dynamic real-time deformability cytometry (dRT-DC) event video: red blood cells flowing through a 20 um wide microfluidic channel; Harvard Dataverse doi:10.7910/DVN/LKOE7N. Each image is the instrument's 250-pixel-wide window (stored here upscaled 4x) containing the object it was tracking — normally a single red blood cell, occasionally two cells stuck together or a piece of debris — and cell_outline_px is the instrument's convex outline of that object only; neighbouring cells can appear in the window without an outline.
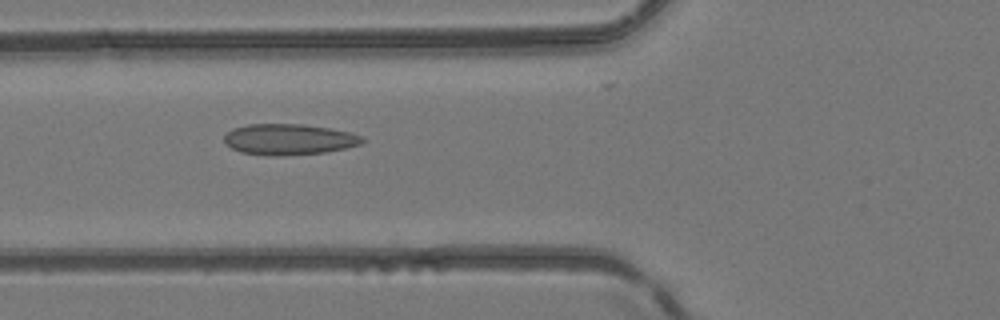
{"species": "common noctule bat (a hibernating species)", "species_latin": "Nyctalus noctula", "temperature_condition": "room temperature", "stored_images_in_passage": 48, "camera_frame_rate_fps": 3000, "um_per_image_px": 0.085, "animal": {"sex": "female", "body_mass_g": 24.6, "forearm_length_mm": 56.2}, "frame": {"image": 1, "passage_image": 17, "time_ms": 5.333, "image_size_px": [1000, 320], "cell_outline_px": [[364, 140], [360, 144], [328, 152], [284, 156], [268, 156], [240, 152], [224, 144], [224, 136], [232, 128], [248, 124], [304, 124], [328, 128], [348, 132], [364, 136]], "centroid_in_image_um": [24.53, 11.85], "position_along_channel_um": 101.3, "area_um2": 25.09}}
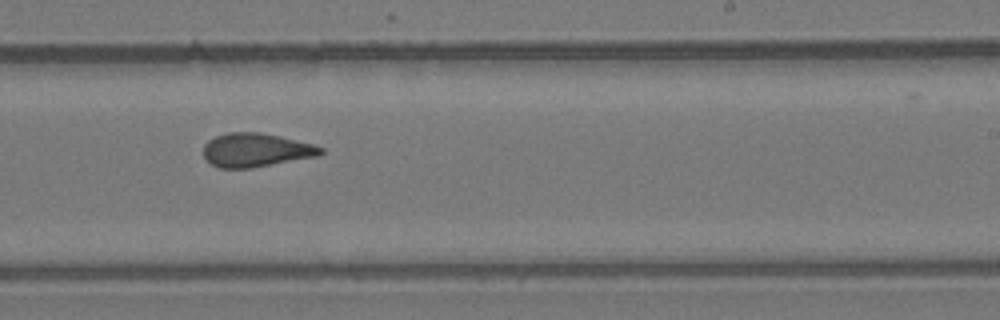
{"frame": {"image": 2, "passage_image": 29, "time_ms": 9.333, "image_size_px": [1000, 320], "cell_outline_px": [[324, 152], [320, 156], [252, 168], [220, 168], [212, 164], [204, 156], [204, 144], [208, 140], [216, 136], [228, 132], [260, 132], [280, 136], [312, 144], [324, 148]], "centroid_in_image_um": [21.78, 12.75], "position_along_channel_um": 267.2, "area_um2": 23.12}}
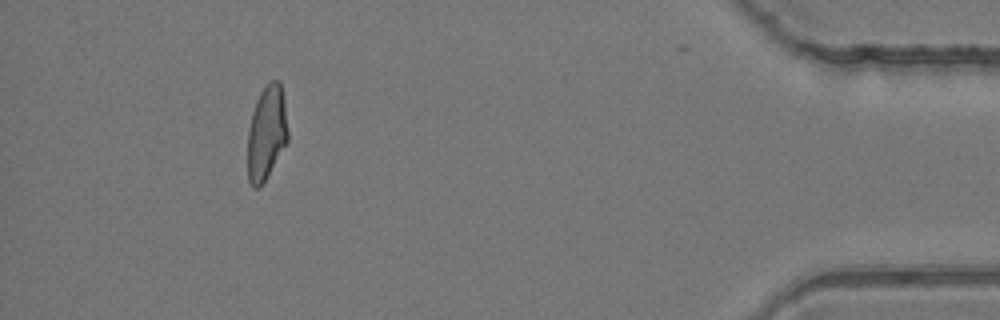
{"frame": {"image": 3, "passage_image": 44, "time_ms": 14.333, "image_size_px": [1000, 320], "cell_outline_px": [[288, 140], [260, 188], [252, 188], [248, 180], [248, 128], [252, 112], [256, 100], [260, 92], [272, 80], [280, 80], [284, 100], [288, 132]], "centroid_in_image_um": [22.65, 11.3], "position_along_channel_um": 412.6, "area_um2": 22.02}, "authors_computed_cell_mechanics": {"area_um2": 23.3801, "velocity_mm_per_s": 4.1446, "shape_relaxation_time_tau1_ms": null, "shape_relaxation_time_tau2_ms": 2.7976, "deformation_change_tau1": null, "deformation_change_tau2": 0.0995}}